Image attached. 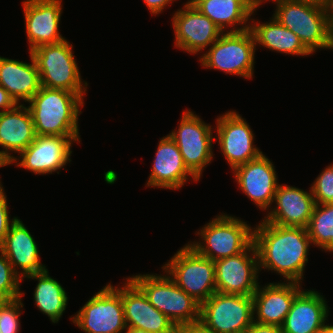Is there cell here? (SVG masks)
Masks as SVG:
<instances>
[{
    "label": "cell",
    "instance_id": "obj_17",
    "mask_svg": "<svg viewBox=\"0 0 333 333\" xmlns=\"http://www.w3.org/2000/svg\"><path fill=\"white\" fill-rule=\"evenodd\" d=\"M232 172L239 190L259 210L267 211L271 208L279 182L275 166L265 154L236 167Z\"/></svg>",
    "mask_w": 333,
    "mask_h": 333
},
{
    "label": "cell",
    "instance_id": "obj_29",
    "mask_svg": "<svg viewBox=\"0 0 333 333\" xmlns=\"http://www.w3.org/2000/svg\"><path fill=\"white\" fill-rule=\"evenodd\" d=\"M307 232L313 245L333 253V203L315 205Z\"/></svg>",
    "mask_w": 333,
    "mask_h": 333
},
{
    "label": "cell",
    "instance_id": "obj_9",
    "mask_svg": "<svg viewBox=\"0 0 333 333\" xmlns=\"http://www.w3.org/2000/svg\"><path fill=\"white\" fill-rule=\"evenodd\" d=\"M70 319L85 333H123L127 325L121 286L106 284Z\"/></svg>",
    "mask_w": 333,
    "mask_h": 333
},
{
    "label": "cell",
    "instance_id": "obj_26",
    "mask_svg": "<svg viewBox=\"0 0 333 333\" xmlns=\"http://www.w3.org/2000/svg\"><path fill=\"white\" fill-rule=\"evenodd\" d=\"M196 8L223 32L249 29L251 16L258 10L250 0H206L200 2Z\"/></svg>",
    "mask_w": 333,
    "mask_h": 333
},
{
    "label": "cell",
    "instance_id": "obj_43",
    "mask_svg": "<svg viewBox=\"0 0 333 333\" xmlns=\"http://www.w3.org/2000/svg\"><path fill=\"white\" fill-rule=\"evenodd\" d=\"M329 49H331L333 51V25H331L330 47H329Z\"/></svg>",
    "mask_w": 333,
    "mask_h": 333
},
{
    "label": "cell",
    "instance_id": "obj_27",
    "mask_svg": "<svg viewBox=\"0 0 333 333\" xmlns=\"http://www.w3.org/2000/svg\"><path fill=\"white\" fill-rule=\"evenodd\" d=\"M250 30L254 36L256 47L263 46L270 51L290 54L295 56H307L312 53L303 45L299 37L283 26L272 16L267 22L250 19ZM254 22V23H253ZM252 23V24H251Z\"/></svg>",
    "mask_w": 333,
    "mask_h": 333
},
{
    "label": "cell",
    "instance_id": "obj_7",
    "mask_svg": "<svg viewBox=\"0 0 333 333\" xmlns=\"http://www.w3.org/2000/svg\"><path fill=\"white\" fill-rule=\"evenodd\" d=\"M256 50L250 29L241 32H223L199 57V61L204 68L252 79Z\"/></svg>",
    "mask_w": 333,
    "mask_h": 333
},
{
    "label": "cell",
    "instance_id": "obj_39",
    "mask_svg": "<svg viewBox=\"0 0 333 333\" xmlns=\"http://www.w3.org/2000/svg\"><path fill=\"white\" fill-rule=\"evenodd\" d=\"M318 333H333V325L326 323Z\"/></svg>",
    "mask_w": 333,
    "mask_h": 333
},
{
    "label": "cell",
    "instance_id": "obj_44",
    "mask_svg": "<svg viewBox=\"0 0 333 333\" xmlns=\"http://www.w3.org/2000/svg\"><path fill=\"white\" fill-rule=\"evenodd\" d=\"M327 9L330 11V13H333V0H329Z\"/></svg>",
    "mask_w": 333,
    "mask_h": 333
},
{
    "label": "cell",
    "instance_id": "obj_2",
    "mask_svg": "<svg viewBox=\"0 0 333 333\" xmlns=\"http://www.w3.org/2000/svg\"><path fill=\"white\" fill-rule=\"evenodd\" d=\"M27 104L36 135L81 136L78 119L84 100L78 94L41 86Z\"/></svg>",
    "mask_w": 333,
    "mask_h": 333
},
{
    "label": "cell",
    "instance_id": "obj_28",
    "mask_svg": "<svg viewBox=\"0 0 333 333\" xmlns=\"http://www.w3.org/2000/svg\"><path fill=\"white\" fill-rule=\"evenodd\" d=\"M37 280L34 289V303L38 310L47 315L54 324L62 318L68 304L67 292L62 285L49 275V271L29 274L23 279Z\"/></svg>",
    "mask_w": 333,
    "mask_h": 333
},
{
    "label": "cell",
    "instance_id": "obj_19",
    "mask_svg": "<svg viewBox=\"0 0 333 333\" xmlns=\"http://www.w3.org/2000/svg\"><path fill=\"white\" fill-rule=\"evenodd\" d=\"M309 188L308 192L295 186L278 184L273 199L276 205L268 209L262 220L274 225L307 228L316 205Z\"/></svg>",
    "mask_w": 333,
    "mask_h": 333
},
{
    "label": "cell",
    "instance_id": "obj_47",
    "mask_svg": "<svg viewBox=\"0 0 333 333\" xmlns=\"http://www.w3.org/2000/svg\"><path fill=\"white\" fill-rule=\"evenodd\" d=\"M331 20H332L331 25H333V13L331 14Z\"/></svg>",
    "mask_w": 333,
    "mask_h": 333
},
{
    "label": "cell",
    "instance_id": "obj_34",
    "mask_svg": "<svg viewBox=\"0 0 333 333\" xmlns=\"http://www.w3.org/2000/svg\"><path fill=\"white\" fill-rule=\"evenodd\" d=\"M177 333H213L200 320L194 323L179 325L176 327Z\"/></svg>",
    "mask_w": 333,
    "mask_h": 333
},
{
    "label": "cell",
    "instance_id": "obj_40",
    "mask_svg": "<svg viewBox=\"0 0 333 333\" xmlns=\"http://www.w3.org/2000/svg\"><path fill=\"white\" fill-rule=\"evenodd\" d=\"M125 333H151L139 328H127Z\"/></svg>",
    "mask_w": 333,
    "mask_h": 333
},
{
    "label": "cell",
    "instance_id": "obj_20",
    "mask_svg": "<svg viewBox=\"0 0 333 333\" xmlns=\"http://www.w3.org/2000/svg\"><path fill=\"white\" fill-rule=\"evenodd\" d=\"M258 285L253 297V321L282 326L295 297L303 290L298 282Z\"/></svg>",
    "mask_w": 333,
    "mask_h": 333
},
{
    "label": "cell",
    "instance_id": "obj_4",
    "mask_svg": "<svg viewBox=\"0 0 333 333\" xmlns=\"http://www.w3.org/2000/svg\"><path fill=\"white\" fill-rule=\"evenodd\" d=\"M196 232L200 241H190L187 244L199 255L214 262L243 252L253 242L251 225L239 217L225 213L216 215Z\"/></svg>",
    "mask_w": 333,
    "mask_h": 333
},
{
    "label": "cell",
    "instance_id": "obj_36",
    "mask_svg": "<svg viewBox=\"0 0 333 333\" xmlns=\"http://www.w3.org/2000/svg\"><path fill=\"white\" fill-rule=\"evenodd\" d=\"M246 333H283L282 328L276 325L261 324L253 321Z\"/></svg>",
    "mask_w": 333,
    "mask_h": 333
},
{
    "label": "cell",
    "instance_id": "obj_21",
    "mask_svg": "<svg viewBox=\"0 0 333 333\" xmlns=\"http://www.w3.org/2000/svg\"><path fill=\"white\" fill-rule=\"evenodd\" d=\"M188 176L194 182L199 181L185 166L178 146L167 134L158 143L146 186L179 190L189 180Z\"/></svg>",
    "mask_w": 333,
    "mask_h": 333
},
{
    "label": "cell",
    "instance_id": "obj_13",
    "mask_svg": "<svg viewBox=\"0 0 333 333\" xmlns=\"http://www.w3.org/2000/svg\"><path fill=\"white\" fill-rule=\"evenodd\" d=\"M215 140L233 171L236 167L257 159L263 152L254 145V134L239 112L226 111L216 118Z\"/></svg>",
    "mask_w": 333,
    "mask_h": 333
},
{
    "label": "cell",
    "instance_id": "obj_10",
    "mask_svg": "<svg viewBox=\"0 0 333 333\" xmlns=\"http://www.w3.org/2000/svg\"><path fill=\"white\" fill-rule=\"evenodd\" d=\"M177 129V130H176ZM169 133L182 155L185 166L200 180L204 169L213 160L212 125L205 123L189 109L183 111L178 127Z\"/></svg>",
    "mask_w": 333,
    "mask_h": 333
},
{
    "label": "cell",
    "instance_id": "obj_15",
    "mask_svg": "<svg viewBox=\"0 0 333 333\" xmlns=\"http://www.w3.org/2000/svg\"><path fill=\"white\" fill-rule=\"evenodd\" d=\"M171 21L175 36L174 46L189 54L206 50L223 33L213 21L187 2L183 8L175 11Z\"/></svg>",
    "mask_w": 333,
    "mask_h": 333
},
{
    "label": "cell",
    "instance_id": "obj_37",
    "mask_svg": "<svg viewBox=\"0 0 333 333\" xmlns=\"http://www.w3.org/2000/svg\"><path fill=\"white\" fill-rule=\"evenodd\" d=\"M17 105L5 88L0 86V113L11 110Z\"/></svg>",
    "mask_w": 333,
    "mask_h": 333
},
{
    "label": "cell",
    "instance_id": "obj_31",
    "mask_svg": "<svg viewBox=\"0 0 333 333\" xmlns=\"http://www.w3.org/2000/svg\"><path fill=\"white\" fill-rule=\"evenodd\" d=\"M22 296L12 300H3L0 303V332L20 333V315L24 304Z\"/></svg>",
    "mask_w": 333,
    "mask_h": 333
},
{
    "label": "cell",
    "instance_id": "obj_14",
    "mask_svg": "<svg viewBox=\"0 0 333 333\" xmlns=\"http://www.w3.org/2000/svg\"><path fill=\"white\" fill-rule=\"evenodd\" d=\"M215 263L216 292L252 296L259 277L258 254L254 242L243 252L217 260Z\"/></svg>",
    "mask_w": 333,
    "mask_h": 333
},
{
    "label": "cell",
    "instance_id": "obj_3",
    "mask_svg": "<svg viewBox=\"0 0 333 333\" xmlns=\"http://www.w3.org/2000/svg\"><path fill=\"white\" fill-rule=\"evenodd\" d=\"M272 3L276 4L272 16L294 32L312 54L318 49H329L332 20L327 7L293 0Z\"/></svg>",
    "mask_w": 333,
    "mask_h": 333
},
{
    "label": "cell",
    "instance_id": "obj_32",
    "mask_svg": "<svg viewBox=\"0 0 333 333\" xmlns=\"http://www.w3.org/2000/svg\"><path fill=\"white\" fill-rule=\"evenodd\" d=\"M316 204L333 203V164L326 166L311 185Z\"/></svg>",
    "mask_w": 333,
    "mask_h": 333
},
{
    "label": "cell",
    "instance_id": "obj_18",
    "mask_svg": "<svg viewBox=\"0 0 333 333\" xmlns=\"http://www.w3.org/2000/svg\"><path fill=\"white\" fill-rule=\"evenodd\" d=\"M125 281L121 286V297L127 328H139L151 333H174L175 324L149 302L129 277Z\"/></svg>",
    "mask_w": 333,
    "mask_h": 333
},
{
    "label": "cell",
    "instance_id": "obj_22",
    "mask_svg": "<svg viewBox=\"0 0 333 333\" xmlns=\"http://www.w3.org/2000/svg\"><path fill=\"white\" fill-rule=\"evenodd\" d=\"M0 249L6 255L13 270L22 278L48 269L40 261L38 245L20 218L11 224ZM20 270H19V269Z\"/></svg>",
    "mask_w": 333,
    "mask_h": 333
},
{
    "label": "cell",
    "instance_id": "obj_8",
    "mask_svg": "<svg viewBox=\"0 0 333 333\" xmlns=\"http://www.w3.org/2000/svg\"><path fill=\"white\" fill-rule=\"evenodd\" d=\"M161 268L200 305L216 292L214 261L199 255L188 244L181 247Z\"/></svg>",
    "mask_w": 333,
    "mask_h": 333
},
{
    "label": "cell",
    "instance_id": "obj_46",
    "mask_svg": "<svg viewBox=\"0 0 333 333\" xmlns=\"http://www.w3.org/2000/svg\"><path fill=\"white\" fill-rule=\"evenodd\" d=\"M3 189H4V188H3L2 182H1V180H0V192H1Z\"/></svg>",
    "mask_w": 333,
    "mask_h": 333
},
{
    "label": "cell",
    "instance_id": "obj_1",
    "mask_svg": "<svg viewBox=\"0 0 333 333\" xmlns=\"http://www.w3.org/2000/svg\"><path fill=\"white\" fill-rule=\"evenodd\" d=\"M253 227L259 272L265 269L283 276L284 282L302 284L308 262L310 246H313L307 228L274 225L261 220Z\"/></svg>",
    "mask_w": 333,
    "mask_h": 333
},
{
    "label": "cell",
    "instance_id": "obj_41",
    "mask_svg": "<svg viewBox=\"0 0 333 333\" xmlns=\"http://www.w3.org/2000/svg\"><path fill=\"white\" fill-rule=\"evenodd\" d=\"M266 1H271V0H250V2L256 7V8H259L262 3H265Z\"/></svg>",
    "mask_w": 333,
    "mask_h": 333
},
{
    "label": "cell",
    "instance_id": "obj_30",
    "mask_svg": "<svg viewBox=\"0 0 333 333\" xmlns=\"http://www.w3.org/2000/svg\"><path fill=\"white\" fill-rule=\"evenodd\" d=\"M22 278L13 270L6 255L0 249V297L12 300L24 296L20 289Z\"/></svg>",
    "mask_w": 333,
    "mask_h": 333
},
{
    "label": "cell",
    "instance_id": "obj_33",
    "mask_svg": "<svg viewBox=\"0 0 333 333\" xmlns=\"http://www.w3.org/2000/svg\"><path fill=\"white\" fill-rule=\"evenodd\" d=\"M5 190L0 192V246L3 244L11 224L16 220L17 217L9 216L8 201Z\"/></svg>",
    "mask_w": 333,
    "mask_h": 333
},
{
    "label": "cell",
    "instance_id": "obj_5",
    "mask_svg": "<svg viewBox=\"0 0 333 333\" xmlns=\"http://www.w3.org/2000/svg\"><path fill=\"white\" fill-rule=\"evenodd\" d=\"M73 52V45L64 39L41 45L31 54L37 64L42 87L68 90L84 100L88 83L81 77Z\"/></svg>",
    "mask_w": 333,
    "mask_h": 333
},
{
    "label": "cell",
    "instance_id": "obj_35",
    "mask_svg": "<svg viewBox=\"0 0 333 333\" xmlns=\"http://www.w3.org/2000/svg\"><path fill=\"white\" fill-rule=\"evenodd\" d=\"M176 0H143L146 7L150 11L151 14L158 15L163 12V10Z\"/></svg>",
    "mask_w": 333,
    "mask_h": 333
},
{
    "label": "cell",
    "instance_id": "obj_42",
    "mask_svg": "<svg viewBox=\"0 0 333 333\" xmlns=\"http://www.w3.org/2000/svg\"><path fill=\"white\" fill-rule=\"evenodd\" d=\"M202 1H206V0H188L187 3L193 7H196Z\"/></svg>",
    "mask_w": 333,
    "mask_h": 333
},
{
    "label": "cell",
    "instance_id": "obj_6",
    "mask_svg": "<svg viewBox=\"0 0 333 333\" xmlns=\"http://www.w3.org/2000/svg\"><path fill=\"white\" fill-rule=\"evenodd\" d=\"M162 274H137L129 278L176 327L199 321L200 304L179 288L167 273Z\"/></svg>",
    "mask_w": 333,
    "mask_h": 333
},
{
    "label": "cell",
    "instance_id": "obj_16",
    "mask_svg": "<svg viewBox=\"0 0 333 333\" xmlns=\"http://www.w3.org/2000/svg\"><path fill=\"white\" fill-rule=\"evenodd\" d=\"M22 6L29 52L41 45L65 39L59 31L63 13L62 0H23Z\"/></svg>",
    "mask_w": 333,
    "mask_h": 333
},
{
    "label": "cell",
    "instance_id": "obj_23",
    "mask_svg": "<svg viewBox=\"0 0 333 333\" xmlns=\"http://www.w3.org/2000/svg\"><path fill=\"white\" fill-rule=\"evenodd\" d=\"M329 306L321 293L302 290L294 299L283 325V333H318L328 321Z\"/></svg>",
    "mask_w": 333,
    "mask_h": 333
},
{
    "label": "cell",
    "instance_id": "obj_24",
    "mask_svg": "<svg viewBox=\"0 0 333 333\" xmlns=\"http://www.w3.org/2000/svg\"><path fill=\"white\" fill-rule=\"evenodd\" d=\"M31 112L25 104L0 113V156L10 165L18 155L35 139ZM11 153H14L13 155Z\"/></svg>",
    "mask_w": 333,
    "mask_h": 333
},
{
    "label": "cell",
    "instance_id": "obj_25",
    "mask_svg": "<svg viewBox=\"0 0 333 333\" xmlns=\"http://www.w3.org/2000/svg\"><path fill=\"white\" fill-rule=\"evenodd\" d=\"M29 56L31 63L0 56V86L17 104L28 103L41 87L37 64L31 52Z\"/></svg>",
    "mask_w": 333,
    "mask_h": 333
},
{
    "label": "cell",
    "instance_id": "obj_45",
    "mask_svg": "<svg viewBox=\"0 0 333 333\" xmlns=\"http://www.w3.org/2000/svg\"><path fill=\"white\" fill-rule=\"evenodd\" d=\"M9 164L0 156V168L8 166Z\"/></svg>",
    "mask_w": 333,
    "mask_h": 333
},
{
    "label": "cell",
    "instance_id": "obj_11",
    "mask_svg": "<svg viewBox=\"0 0 333 333\" xmlns=\"http://www.w3.org/2000/svg\"><path fill=\"white\" fill-rule=\"evenodd\" d=\"M200 321L213 333H246L253 323V297L215 292L200 305Z\"/></svg>",
    "mask_w": 333,
    "mask_h": 333
},
{
    "label": "cell",
    "instance_id": "obj_38",
    "mask_svg": "<svg viewBox=\"0 0 333 333\" xmlns=\"http://www.w3.org/2000/svg\"><path fill=\"white\" fill-rule=\"evenodd\" d=\"M293 1H301V2H309L312 4H316L322 7H327L329 0H293Z\"/></svg>",
    "mask_w": 333,
    "mask_h": 333
},
{
    "label": "cell",
    "instance_id": "obj_12",
    "mask_svg": "<svg viewBox=\"0 0 333 333\" xmlns=\"http://www.w3.org/2000/svg\"><path fill=\"white\" fill-rule=\"evenodd\" d=\"M80 136L36 135L34 141L10 164L36 175L52 174L71 162L72 144L81 142ZM73 142V143H72ZM18 157V158H17Z\"/></svg>",
    "mask_w": 333,
    "mask_h": 333
}]
</instances>
